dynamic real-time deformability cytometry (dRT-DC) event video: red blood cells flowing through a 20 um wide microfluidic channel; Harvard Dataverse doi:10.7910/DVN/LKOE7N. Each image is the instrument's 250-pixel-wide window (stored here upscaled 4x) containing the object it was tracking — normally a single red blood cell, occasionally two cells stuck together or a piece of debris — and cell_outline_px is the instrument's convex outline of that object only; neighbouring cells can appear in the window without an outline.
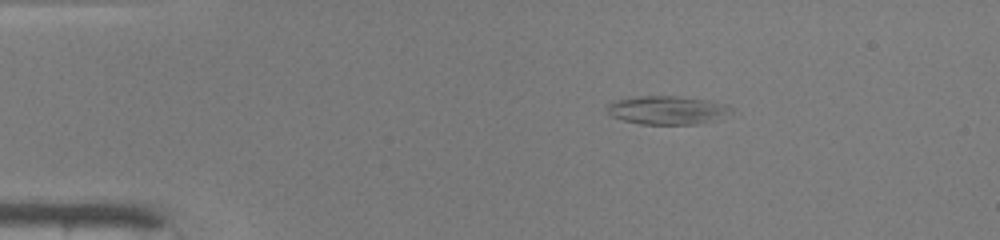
{"species": "common noctule bat (a hibernating species)", "species_latin": "Nyctalus noctula", "temperature_condition": "warm", "stored_images_in_passage": 41, "camera_frame_rate_fps": 3000, "um_per_image_px": 0.085, "animal": {"sex": "male", "body_mass_g": 19.0, "forearm_length_mm": 50.8}, "frame": {"image": 1, "passage_image": 1, "time_ms": 0.0, "image_size_px": [1000, 240], "cell_outline_px": [[732, 108], [712, 120], [696, 124], [640, 124], [624, 120], [612, 116], [608, 112], [608, 104], [612, 100], [636, 96], [676, 96], [708, 100], [728, 104]], "centroid_in_image_um": [56.63, 9.34], "position_along_channel_um": 28.4, "area_um2": 20.23}}
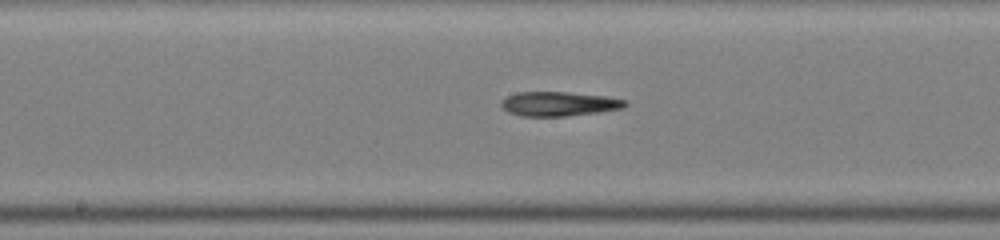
{"frame": {"image": 2, "passage_image": 18, "time_ms": 5.667, "image_size_px": [1000, 240], "cell_outline_px": [[628, 104], [624, 108], [596, 112], [564, 116], [524, 116], [508, 112], [500, 104], [508, 96], [520, 92], [568, 92], [604, 96], [624, 100]], "centroid_in_image_um": [47.52, 8.82], "position_along_channel_um": 200.7, "area_um2": 17.22}}
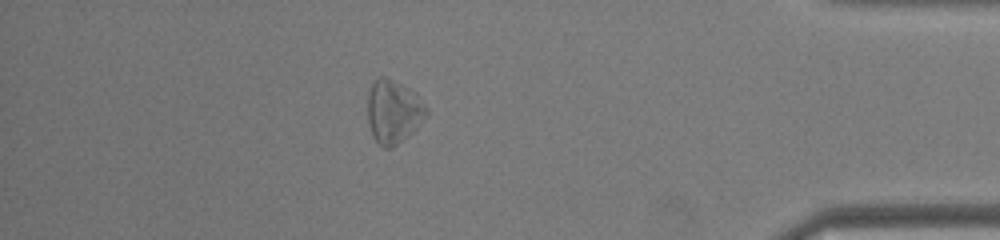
{"frame": {"image": 3, "passage_image": 35, "time_ms": 11.333, "image_size_px": [1000, 240], "cell_outline_px": [[428, 112], [416, 128], [412, 132], [392, 148], [384, 148], [372, 136], [368, 120], [368, 92], [372, 84], [380, 76], [384, 76], [416, 92], [428, 108]], "centroid_in_image_um": [33.44, 9.48], "position_along_channel_um": 401.8, "area_um2": 21.5}, "authors_computed_cell_mechanics": {"area_um2": 18.1492, "velocity_mm_per_s": 4.1896, "shape_relaxation_time_tau1_ms": 3.0404, "shape_relaxation_time_tau2_ms": null, "deformation_change_tau1": 0.1313, "deformation_change_tau2": null}}